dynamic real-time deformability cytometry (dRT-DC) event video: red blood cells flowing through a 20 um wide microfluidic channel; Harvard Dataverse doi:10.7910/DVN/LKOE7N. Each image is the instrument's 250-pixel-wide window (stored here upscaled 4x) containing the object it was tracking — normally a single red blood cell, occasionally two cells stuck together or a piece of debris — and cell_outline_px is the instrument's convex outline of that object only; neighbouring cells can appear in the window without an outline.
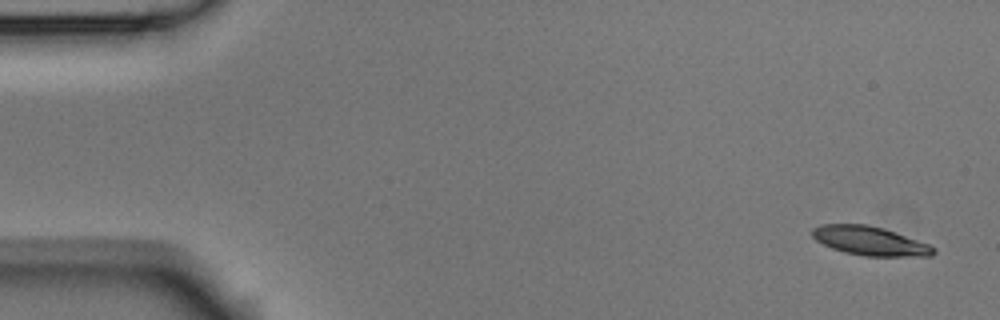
{"species": "Egyptian fruit bat (a non-hibernating species)", "species_latin": "Rousettus aegyptiacus", "temperature_condition": "room temperature", "stored_images_in_passage": 6, "camera_frame_rate_fps": 3000, "um_per_image_px": 0.085, "animal": {"sex": "male"}, "frame": {"image": 1, "passage_image": 1, "time_ms": 0.0, "image_size_px": [1000, 320], "cell_outline_px": [[936, 252], [932, 256], [864, 256], [844, 252], [832, 248], [816, 240], [812, 236], [812, 228], [820, 224], [868, 224], [884, 228], [928, 244], [936, 248]], "centroid_in_image_um": [73.94, 20.47], "position_along_channel_um": 11.1, "area_um2": 20.46}}
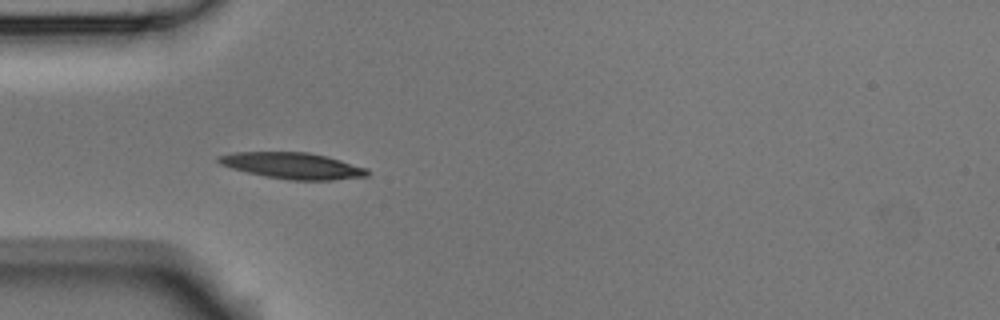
{"frame": {"image": 2, "passage_image": 5, "time_ms": 1.333, "image_size_px": [1000, 320], "cell_outline_px": [[368, 176], [332, 180], [288, 180], [264, 176], [232, 168], [220, 164], [216, 160], [216, 156], [236, 152], [308, 152], [340, 160], [368, 168]], "centroid_in_image_um": [24.86, 14.08], "position_along_channel_um": 60.1, "area_um2": 22.66}}
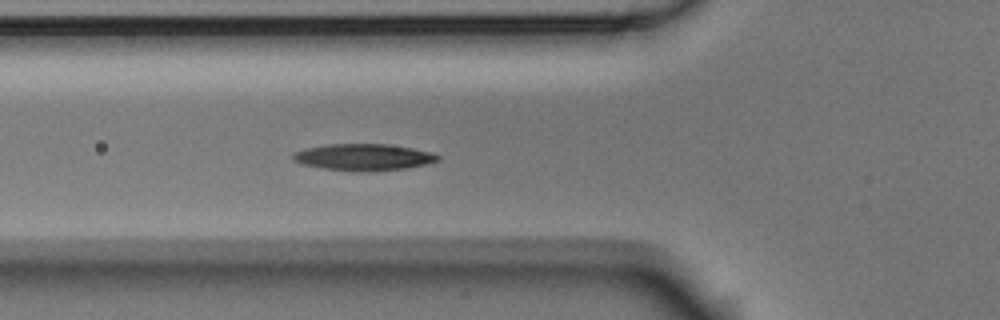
{"frame": {"image": 3, "passage_image": 6, "time_ms": 1.667, "image_size_px": [1000, 320], "cell_outline_px": [[440, 160], [424, 164], [404, 168], [368, 172], [360, 172], [320, 168], [304, 164], [292, 160], [292, 152], [304, 148], [328, 144], [388, 144], [412, 148], [432, 152], [440, 156]], "centroid_in_image_um": [30.86, 13.36], "position_along_channel_um": 94.9, "area_um2": 22.6}}